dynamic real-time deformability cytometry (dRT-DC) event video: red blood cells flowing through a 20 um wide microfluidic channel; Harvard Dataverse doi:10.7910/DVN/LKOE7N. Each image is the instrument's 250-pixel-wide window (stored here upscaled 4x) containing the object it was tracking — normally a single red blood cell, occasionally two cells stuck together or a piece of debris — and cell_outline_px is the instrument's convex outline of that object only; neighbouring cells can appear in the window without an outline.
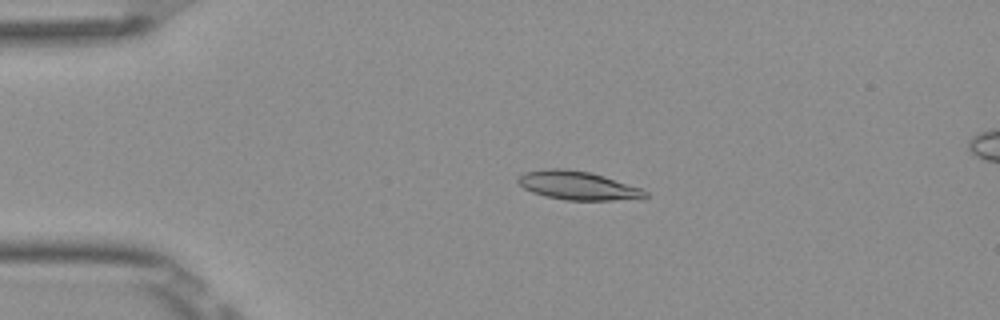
{"species": "Egyptian fruit bat (a non-hibernating species)", "species_latin": "Rousettus aegyptiacus", "temperature_condition": "room temperature", "stored_images_in_passage": 53, "camera_frame_rate_fps": 3000, "um_per_image_px": 0.085, "frame": {"image": 1, "passage_image": 12, "time_ms": 3.667, "image_size_px": [1000, 320], "cell_outline_px": [[648, 196], [644, 200], [564, 200], [544, 196], [532, 192], [524, 188], [516, 180], [524, 172], [548, 168], [564, 168], [592, 172], [640, 188], [648, 192]], "centroid_in_image_um": [49.16, 15.78], "position_along_channel_um": 35.8, "area_um2": 21.5}}
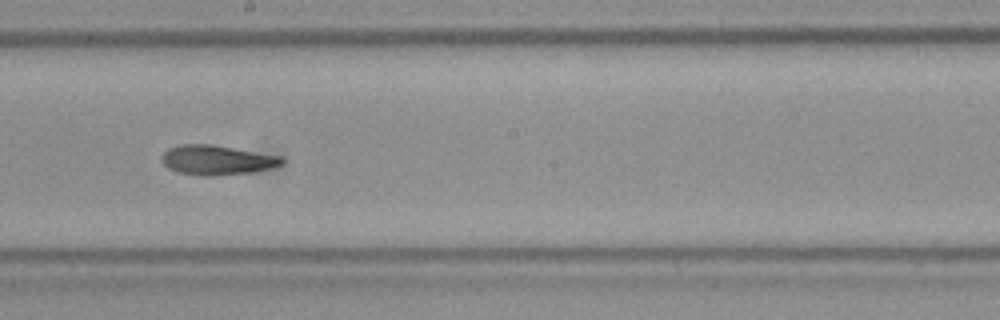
{"frame": {"image": 2, "passage_image": 30, "time_ms": 9.667, "image_size_px": [1000, 320], "cell_outline_px": [[284, 164], [272, 168], [248, 172], [208, 176], [200, 176], [180, 172], [168, 168], [164, 164], [164, 152], [168, 148], [180, 144], [212, 144], [280, 156], [284, 160]], "centroid_in_image_um": [18.45, 13.59], "position_along_channel_um": 229.7, "area_um2": 20.46}}
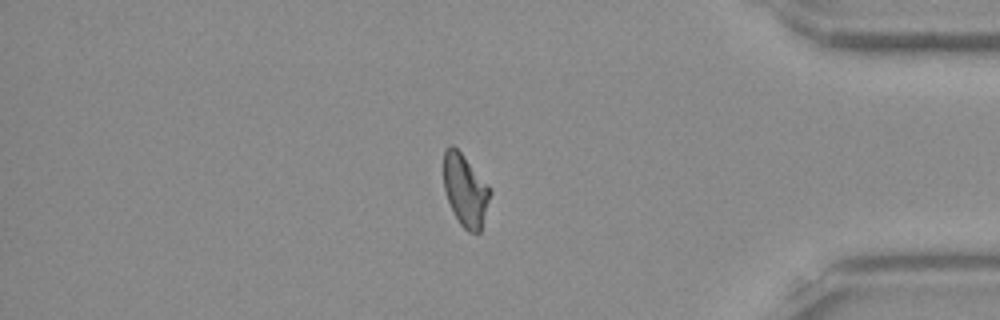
{"frame": {"image": 3, "passage_image": 45, "time_ms": 14.667, "image_size_px": [1000, 320], "cell_outline_px": [[492, 192], [480, 232], [468, 232], [460, 224], [448, 200], [444, 188], [444, 148], [448, 144], [452, 144], [460, 152], [488, 184]], "centroid_in_image_um": [39.55, 16.16], "position_along_channel_um": 395.6, "area_um2": 19.31}, "authors_computed_cell_mechanics": {"area_um2": 20.2878, "velocity_mm_per_s": 3.8928, "shape_relaxation_time_tau1_ms": 4.1944, "shape_relaxation_time_tau2_ms": 4.0976, "deformation_change_tau1": 0.1521, "deformation_change_tau2": 0.1248}}